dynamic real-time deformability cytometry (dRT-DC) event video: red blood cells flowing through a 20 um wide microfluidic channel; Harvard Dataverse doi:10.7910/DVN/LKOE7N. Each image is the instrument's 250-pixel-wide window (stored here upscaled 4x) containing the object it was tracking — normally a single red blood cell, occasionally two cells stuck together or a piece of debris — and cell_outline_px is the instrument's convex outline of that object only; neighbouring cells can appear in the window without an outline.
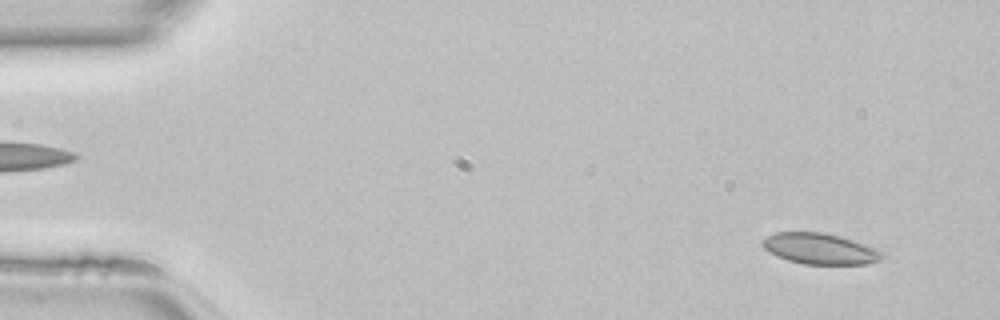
{"species": "common noctule bat (a hibernating species)", "species_latin": "Nyctalus noctula", "temperature_condition": "room temperature", "stored_images_in_passage": 47, "camera_frame_rate_fps": 3000, "um_per_image_px": 0.085, "animal": {"sex": "female", "body_mass_g": 22.7, "forearm_length_mm": 54.2}, "frame": {"image": 1, "passage_image": 3, "time_ms": 0.667, "image_size_px": [1000, 320], "cell_outline_px": [[884, 256], [880, 260], [868, 264], [804, 264], [788, 260], [776, 256], [764, 248], [760, 244], [760, 240], [776, 232], [820, 232], [840, 236], [876, 248], [884, 252]], "centroid_in_image_um": [69.69, 21.14], "position_along_channel_um": 15.3, "area_um2": 21.62}}
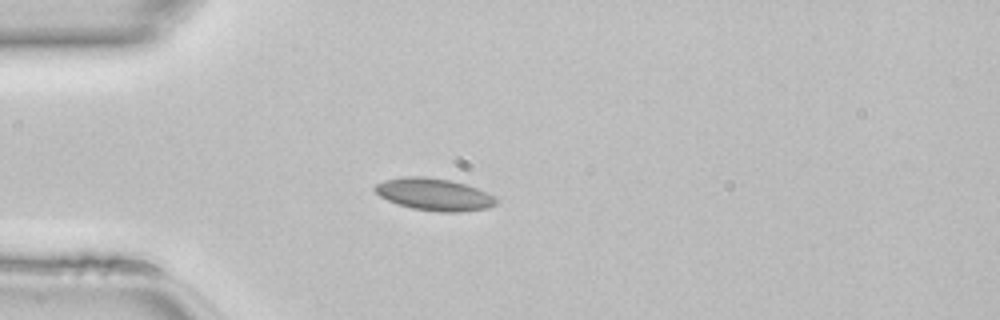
{"frame": {"image": 2, "passage_image": 12, "time_ms": 3.667, "image_size_px": [1000, 320], "cell_outline_px": [[496, 204], [488, 208], [460, 212], [440, 212], [412, 208], [396, 204], [380, 196], [372, 188], [376, 184], [384, 180], [400, 176], [424, 176], [452, 180], [476, 188], [492, 196], [496, 200]], "centroid_in_image_um": [36.84, 16.51], "position_along_channel_um": 48.2, "area_um2": 22.72}}
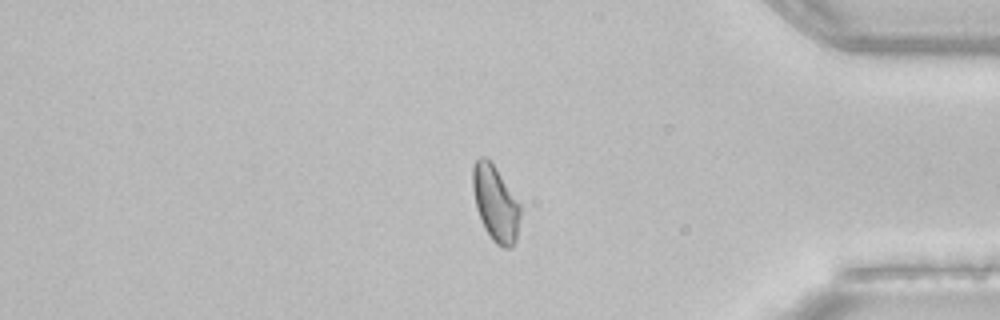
{"frame": {"image": 3, "passage_image": 39, "time_ms": 12.667, "image_size_px": [1000, 320], "cell_outline_px": [[520, 216], [516, 240], [512, 248], [504, 248], [496, 244], [492, 240], [484, 228], [476, 208], [472, 188], [472, 168], [476, 160], [480, 156], [484, 156], [496, 168], [520, 204]], "centroid_in_image_um": [42.1, 17.31], "position_along_channel_um": 393.1, "area_um2": 20.92}}